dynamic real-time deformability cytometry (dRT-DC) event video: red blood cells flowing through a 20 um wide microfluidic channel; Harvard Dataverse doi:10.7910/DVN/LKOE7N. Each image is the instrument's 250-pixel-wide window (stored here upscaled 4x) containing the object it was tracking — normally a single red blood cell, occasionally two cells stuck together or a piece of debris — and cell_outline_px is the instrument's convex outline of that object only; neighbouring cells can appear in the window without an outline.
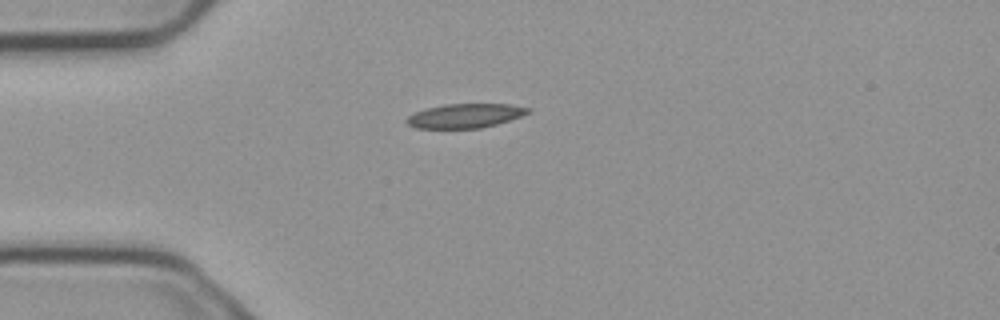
{"species": "common noctule bat (a hibernating species)", "species_latin": "Nyctalus noctula", "temperature_condition": "cold", "stored_images_in_passage": 3, "camera_frame_rate_fps": 3000, "um_per_image_px": 0.085, "animal": {"sex": "male", "body_mass_g": 23.1, "forearm_length_mm": 52.7}, "frame": {"image": 1, "passage_image": 1, "time_ms": 0.0, "image_size_px": [1000, 320], "cell_outline_px": [[532, 112], [496, 124], [480, 128], [416, 128], [408, 124], [404, 120], [408, 116], [424, 108], [444, 104], [512, 104], [532, 108]], "centroid_in_image_um": [39.54, 9.83], "position_along_channel_um": 45.5, "area_um2": 17.17}}
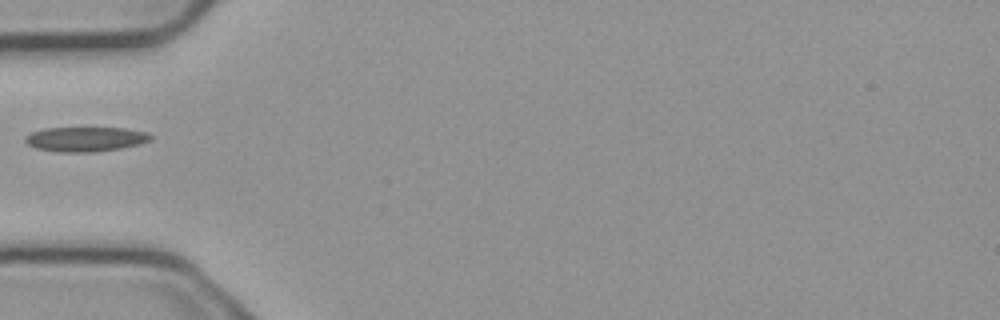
{"frame": {"image": 2, "passage_image": 2, "time_ms": 0.333, "image_size_px": [1000, 320], "cell_outline_px": [[152, 140], [140, 144], [120, 148], [92, 152], [56, 152], [36, 148], [28, 144], [24, 140], [24, 136], [32, 132], [44, 128], [124, 128], [148, 132], [152, 136]], "centroid_in_image_um": [7.27, 11.82], "position_along_channel_um": 77.7, "area_um2": 18.09}}
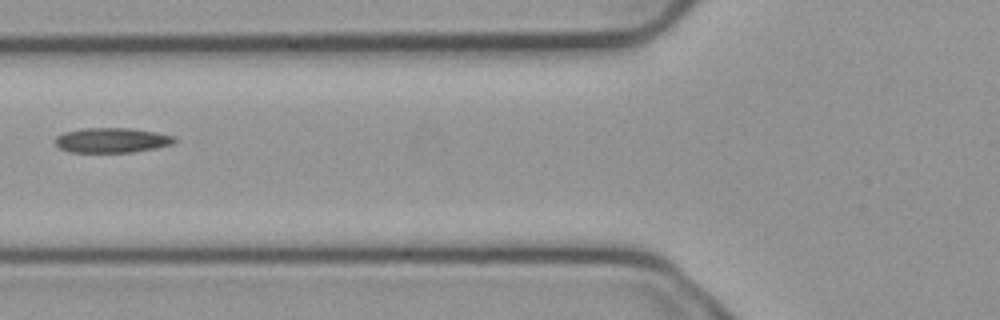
{"frame": {"image": 3, "passage_image": 3, "time_ms": 0.667, "image_size_px": [1000, 320], "cell_outline_px": [[176, 140], [172, 144], [156, 148], [132, 152], [68, 152], [60, 148], [56, 144], [56, 136], [64, 132], [84, 128], [132, 128], [156, 132], [176, 136]], "centroid_in_image_um": [9.53, 11.91], "position_along_channel_um": 116.3, "area_um2": 17.34}}